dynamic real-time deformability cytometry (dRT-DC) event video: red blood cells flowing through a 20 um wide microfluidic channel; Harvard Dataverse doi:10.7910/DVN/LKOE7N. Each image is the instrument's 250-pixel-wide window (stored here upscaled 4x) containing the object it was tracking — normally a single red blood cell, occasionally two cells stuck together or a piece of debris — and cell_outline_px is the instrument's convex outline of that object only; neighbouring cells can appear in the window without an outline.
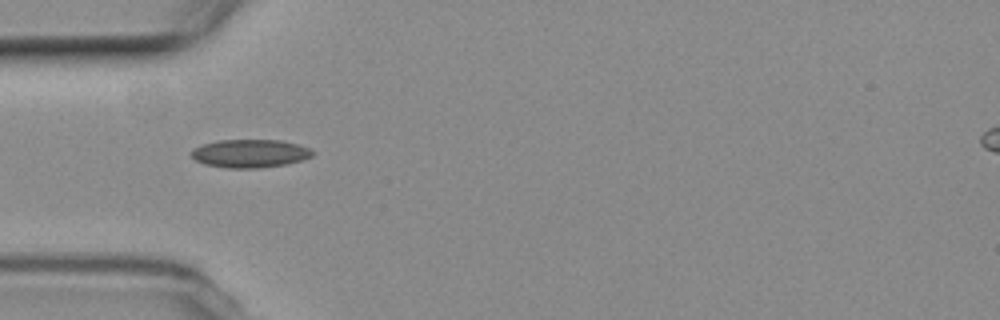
{"species": "common noctule bat (a hibernating species)", "species_latin": "Nyctalus noctula", "temperature_condition": "room temperature", "stored_images_in_passage": 3, "camera_frame_rate_fps": 3000, "um_per_image_px": 0.085, "animal": {"sex": "female", "body_mass_g": 19.3, "forearm_length_mm": 54.1}, "frame": {"image": 1, "passage_image": 2, "time_ms": 1.333, "image_size_px": [1000, 320], "cell_outline_px": [[316, 152], [312, 156], [288, 164], [260, 168], [228, 168], [204, 164], [196, 160], [192, 156], [192, 148], [204, 144], [220, 140], [280, 140], [296, 144], [308, 148]], "centroid_in_image_um": [21.26, 13.05], "position_along_channel_um": 63.7, "area_um2": 19.83}}
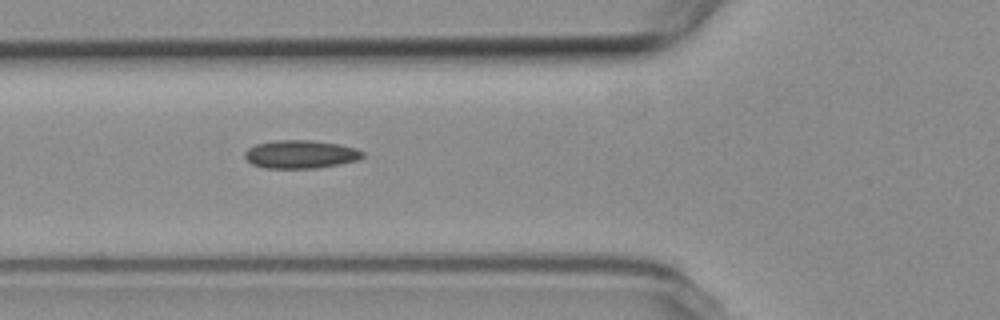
{"frame": {"image": 2, "passage_image": 3, "time_ms": 2.333, "image_size_px": [1000, 320], "cell_outline_px": [[364, 156], [356, 160], [340, 164], [316, 168], [264, 168], [252, 164], [244, 156], [244, 152], [248, 148], [256, 144], [272, 140], [312, 140], [340, 144], [356, 148], [364, 152]], "centroid_in_image_um": [25.54, 13.1], "position_along_channel_um": 100.3, "area_um2": 19.48}}